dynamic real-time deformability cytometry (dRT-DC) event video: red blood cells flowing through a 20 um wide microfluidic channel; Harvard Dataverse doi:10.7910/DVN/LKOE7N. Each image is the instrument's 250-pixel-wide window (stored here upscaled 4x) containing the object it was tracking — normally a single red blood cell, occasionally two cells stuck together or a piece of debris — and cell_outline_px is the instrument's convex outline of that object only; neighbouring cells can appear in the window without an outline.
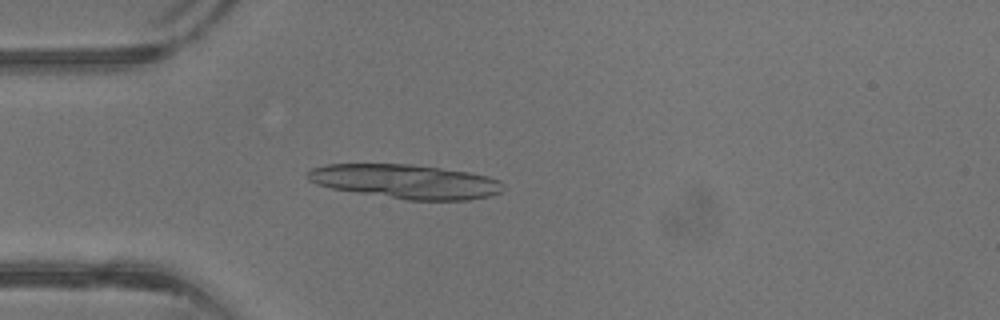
{"species": "common noctule bat (a hibernating species)", "species_latin": "Nyctalus noctula", "temperature_condition": "warm", "stored_images_in_passage": 16, "camera_frame_rate_fps": 3000, "um_per_image_px": 0.085, "animal": {"sex": "male", "body_mass_g": 13.3}, "frame": {"image": 1, "passage_image": 10, "time_ms": 3.0, "image_size_px": [1000, 320], "cell_outline_px": [[504, 188], [500, 192], [492, 196], [468, 200], [408, 200], [356, 192], [332, 188], [316, 184], [308, 180], [304, 176], [304, 172], [312, 168], [328, 164], [408, 164], [440, 168], [468, 172], [488, 176], [500, 180], [504, 184]], "centroid_in_image_um": [34.48, 15.43], "position_along_channel_um": 50.5, "area_um2": 39.07}}